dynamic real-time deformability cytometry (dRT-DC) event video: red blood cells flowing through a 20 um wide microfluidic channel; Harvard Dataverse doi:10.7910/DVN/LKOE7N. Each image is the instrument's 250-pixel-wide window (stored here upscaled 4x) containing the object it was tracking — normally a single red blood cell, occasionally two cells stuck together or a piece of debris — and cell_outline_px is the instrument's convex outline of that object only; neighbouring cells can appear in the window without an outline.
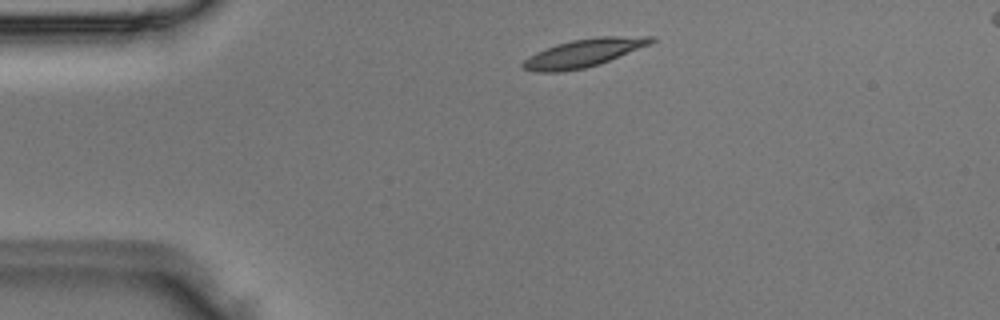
{"species": "Egyptian fruit bat (a non-hibernating species)", "species_latin": "Rousettus aegyptiacus", "temperature_condition": "room temperature", "stored_images_in_passage": 3, "segment_of_instrument_passage": [1, 2], "camera_frame_rate_fps": 3000, "um_per_image_px": 0.085, "animal": {"sex": "male"}, "frame": {"image": 1, "passage_image": 1, "time_ms": 0.0, "image_size_px": [1000, 320], "cell_outline_px": [[656, 40], [652, 44], [600, 64], [584, 68], [560, 72], [532, 72], [520, 68], [520, 64], [524, 60], [536, 52], [556, 44], [572, 40], [596, 36], [656, 36]], "centroid_in_image_um": [49.62, 4.5], "position_along_channel_um": 35.4, "area_um2": 21.27}}